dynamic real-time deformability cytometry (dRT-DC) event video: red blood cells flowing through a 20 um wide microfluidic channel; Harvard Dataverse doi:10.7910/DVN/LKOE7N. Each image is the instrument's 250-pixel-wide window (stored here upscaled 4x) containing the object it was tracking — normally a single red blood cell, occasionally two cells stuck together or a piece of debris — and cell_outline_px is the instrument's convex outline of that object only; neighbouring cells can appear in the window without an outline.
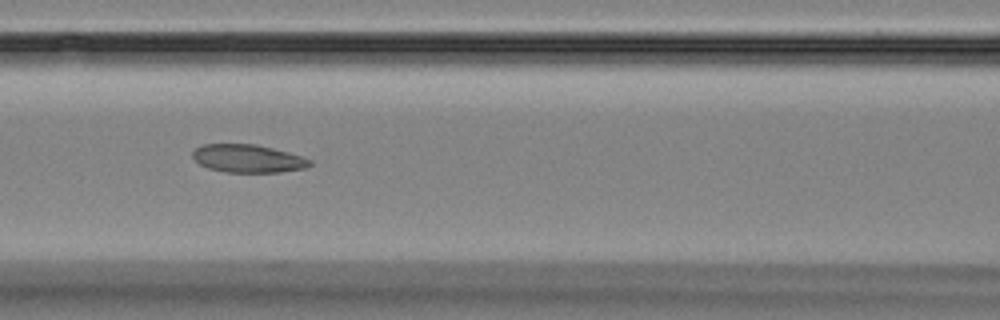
{"species": "Egyptian fruit bat (a non-hibernating species)", "species_latin": "Rousettus aegyptiacus", "temperature_condition": "room temperature", "stored_images_in_passage": 10, "camera_frame_rate_fps": 3000, "um_per_image_px": 0.085, "animal": {"sex": "female"}, "frame": {"image": 1, "passage_image": 7, "time_ms": 7.667, "image_size_px": [1000, 320], "cell_outline_px": [[312, 164], [308, 168], [280, 172], [224, 172], [208, 168], [200, 164], [192, 156], [192, 152], [196, 148], [204, 144], [256, 144], [288, 152], [312, 160]], "centroid_in_image_um": [21.09, 13.48], "position_along_channel_um": 145.5, "area_um2": 19.13}}
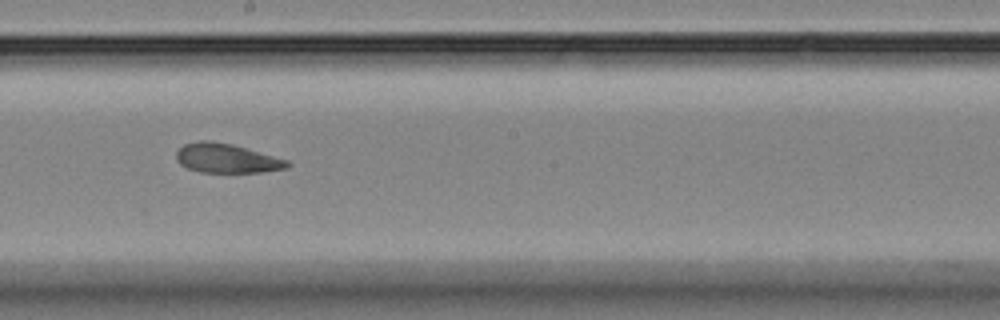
{"frame": {"image": 2, "passage_image": 9, "time_ms": 10.0, "image_size_px": [1000, 320], "cell_outline_px": [[292, 164], [288, 168], [260, 172], [200, 172], [188, 168], [180, 164], [176, 160], [176, 152], [184, 144], [200, 140], [212, 140], [232, 144], [288, 160]], "centroid_in_image_um": [19.26, 13.45], "position_along_channel_um": 228.9, "area_um2": 18.96}}
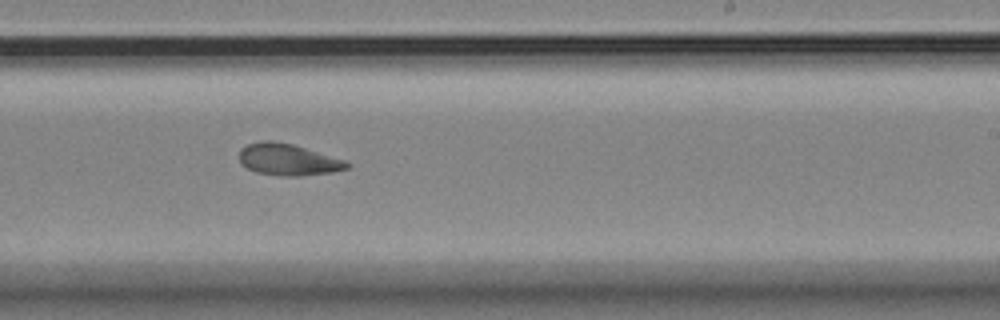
{"frame": {"image": 3, "passage_image": 10, "time_ms": 11.0, "image_size_px": [1000, 320], "cell_outline_px": [[352, 164], [348, 168], [332, 172], [300, 176], [280, 176], [256, 172], [240, 164], [240, 148], [248, 144], [260, 140], [272, 140], [292, 144], [344, 160]], "centroid_in_image_um": [24.46, 13.57], "position_along_channel_um": 264.5, "area_um2": 19.83}}